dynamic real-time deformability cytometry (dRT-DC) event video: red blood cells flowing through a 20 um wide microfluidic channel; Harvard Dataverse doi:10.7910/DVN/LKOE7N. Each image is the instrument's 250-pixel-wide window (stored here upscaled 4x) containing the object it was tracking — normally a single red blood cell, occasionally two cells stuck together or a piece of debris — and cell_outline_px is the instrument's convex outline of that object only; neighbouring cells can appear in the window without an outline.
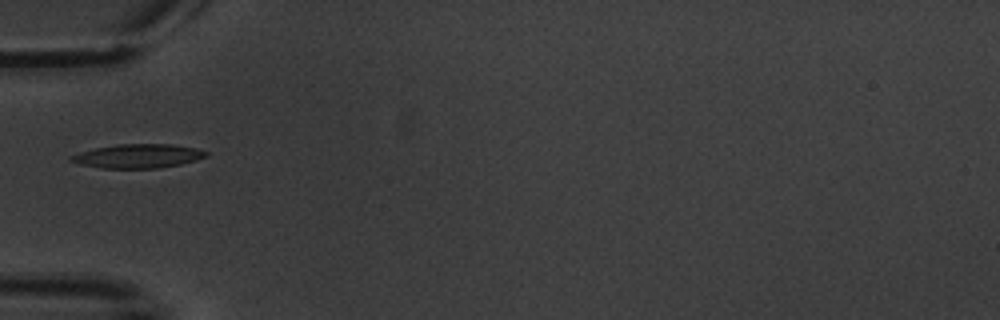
{"species": "common noctule bat (a hibernating species)", "species_latin": "Nyctalus noctula", "temperature_condition": "warm", "stored_images_in_passage": 11, "camera_frame_rate_fps": 3000, "um_per_image_px": 0.085, "animal": {"sex": "male", "body_mass_g": 20.1, "forearm_length_mm": 53.5}, "frame": {"image": 1, "passage_image": 1, "time_ms": 0.0, "image_size_px": [1000, 320], "cell_outline_px": [[208, 156], [196, 160], [180, 164], [156, 168], [100, 168], [80, 164], [68, 160], [68, 156], [80, 152], [96, 148], [116, 144], [172, 144], [196, 148], [208, 152]], "centroid_in_image_um": [11.71, 13.26], "position_along_channel_um": 73.3, "area_um2": 18.84}}
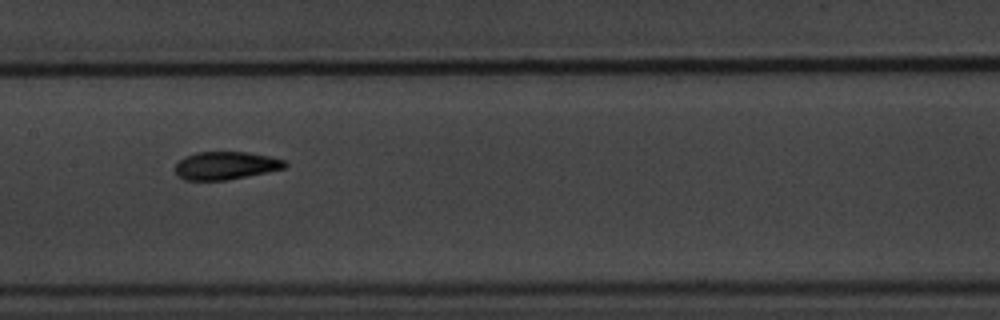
{"frame": {"image": 2, "passage_image": 4, "time_ms": 3.333, "image_size_px": [1000, 320], "cell_outline_px": [[288, 164], [284, 168], [268, 172], [228, 180], [184, 180], [176, 176], [176, 164], [184, 156], [196, 152], [248, 152], [268, 156], [284, 160]], "centroid_in_image_um": [19.17, 14.08], "position_along_channel_um": 188.2, "area_um2": 17.92}}
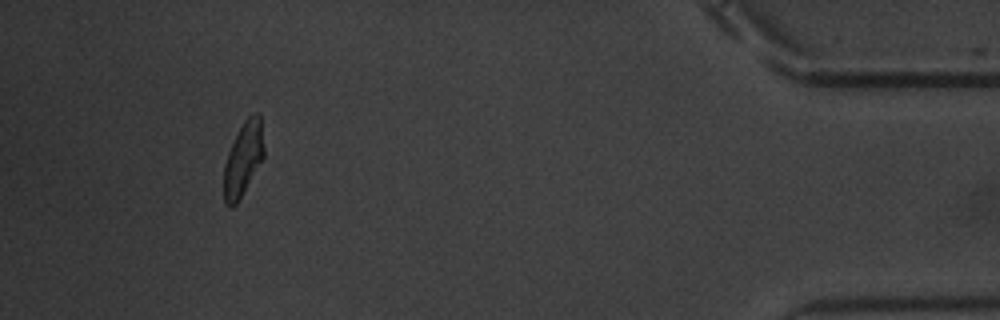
{"frame": {"image": 3, "passage_image": 10, "time_ms": 11.667, "image_size_px": [1000, 320], "cell_outline_px": [[264, 156], [236, 204], [232, 208], [228, 208], [224, 204], [224, 164], [228, 152], [244, 120], [252, 112], [260, 112], [264, 148]], "centroid_in_image_um": [20.67, 13.49], "position_along_channel_um": 414.5, "area_um2": 17.11}, "authors_computed_cell_mechanics": {"area_um2": 17.918, "velocity_mm_per_s": 3.4212, "shape_relaxation_time_tau1_ms": 2.8588, "shape_relaxation_time_tau2_ms": 1.5182, "deformation_change_tau1": 0.1258, "deformation_change_tau2": 0.0686}}